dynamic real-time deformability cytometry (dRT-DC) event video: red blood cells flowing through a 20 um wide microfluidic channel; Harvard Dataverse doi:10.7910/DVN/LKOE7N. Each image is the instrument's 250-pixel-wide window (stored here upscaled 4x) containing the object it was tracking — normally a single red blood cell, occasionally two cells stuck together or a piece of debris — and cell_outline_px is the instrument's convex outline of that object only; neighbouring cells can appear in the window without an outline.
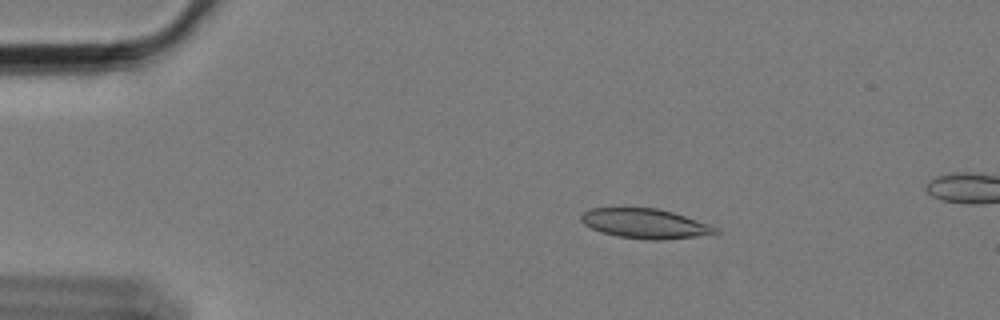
{"species": "Egyptian fruit bat (a non-hibernating species)", "species_latin": "Rousettus aegyptiacus", "temperature_condition": "cold", "stored_images_in_passage": 10, "camera_frame_rate_fps": 3000, "um_per_image_px": 0.085, "animal": {"sex": "female"}, "frame": {"image": 1, "passage_image": 2, "time_ms": 0.333, "image_size_px": [1000, 320], "cell_outline_px": [[720, 232], [716, 236], [664, 240], [648, 240], [616, 236], [600, 232], [584, 224], [580, 220], [580, 216], [584, 212], [592, 208], [656, 208], [672, 212], [720, 228]], "centroid_in_image_um": [54.93, 19.04], "position_along_channel_um": 30.1, "area_um2": 23.7}}